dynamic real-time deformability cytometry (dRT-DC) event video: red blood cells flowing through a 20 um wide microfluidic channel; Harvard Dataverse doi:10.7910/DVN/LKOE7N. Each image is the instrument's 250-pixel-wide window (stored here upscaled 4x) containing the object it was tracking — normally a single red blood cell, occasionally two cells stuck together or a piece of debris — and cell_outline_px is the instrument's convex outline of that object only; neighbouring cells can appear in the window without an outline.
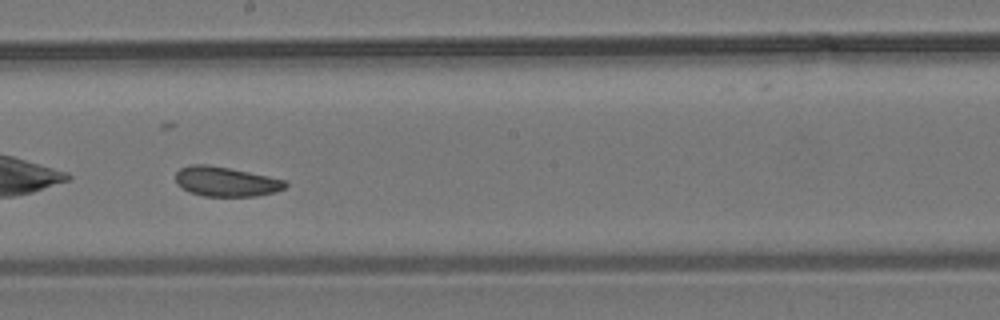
{"species": "common noctule bat (a hibernating species)", "species_latin": "Nyctalus noctula", "temperature_condition": "room temperature", "stored_images_in_passage": 39, "camera_frame_rate_fps": 3000, "um_per_image_px": 0.085, "animal": {"sex": "male", "body_mass_g": 19.2, "forearm_length_mm": 51.8}, "frame": {"image": 1, "passage_image": 17, "time_ms": 5.333, "image_size_px": [1000, 320], "cell_outline_px": [[288, 184], [284, 188], [276, 192], [256, 196], [204, 196], [188, 192], [176, 184], [176, 172], [180, 168], [192, 164], [208, 164], [268, 176], [284, 180]], "centroid_in_image_um": [19.17, 15.44], "position_along_channel_um": 229.0, "area_um2": 18.96}, "authors_computed_cell_mechanics": {"area_um2": 19.5364, "velocity_mm_per_s": 3.7603, "shape_relaxation_time_tau1_ms": null, "shape_relaxation_time_tau2_ms": 1.7904, "deformation_change_tau1": null, "deformation_change_tau2": 0.0661}}